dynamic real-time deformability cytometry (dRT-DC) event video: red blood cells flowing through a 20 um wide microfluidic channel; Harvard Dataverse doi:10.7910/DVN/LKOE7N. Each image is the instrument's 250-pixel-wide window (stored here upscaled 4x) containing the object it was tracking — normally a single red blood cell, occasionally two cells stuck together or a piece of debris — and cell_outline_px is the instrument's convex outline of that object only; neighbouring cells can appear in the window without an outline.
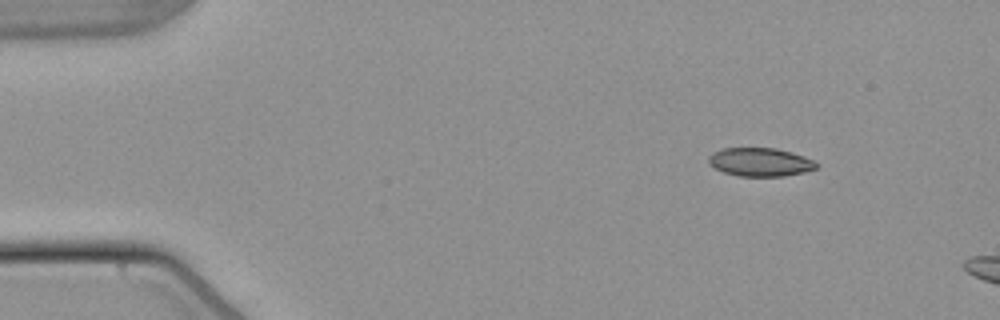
{"species": "common noctule bat (a hibernating species)", "species_latin": "Nyctalus noctula", "temperature_condition": "warm", "stored_images_in_passage": 5, "camera_frame_rate_fps": 3000, "um_per_image_px": 0.085, "animal": {"sex": "male", "body_mass_g": 21.5, "forearm_length_mm": 52.0}, "frame": {"image": 1, "passage_image": 1, "time_ms": 0.0, "image_size_px": [1000, 320], "cell_outline_px": [[820, 164], [816, 168], [804, 172], [784, 176], [740, 176], [724, 172], [708, 164], [708, 156], [712, 152], [724, 148], [776, 148], [792, 152], [804, 156]], "centroid_in_image_um": [64.61, 13.77], "position_along_channel_um": 20.4, "area_um2": 17.92}}